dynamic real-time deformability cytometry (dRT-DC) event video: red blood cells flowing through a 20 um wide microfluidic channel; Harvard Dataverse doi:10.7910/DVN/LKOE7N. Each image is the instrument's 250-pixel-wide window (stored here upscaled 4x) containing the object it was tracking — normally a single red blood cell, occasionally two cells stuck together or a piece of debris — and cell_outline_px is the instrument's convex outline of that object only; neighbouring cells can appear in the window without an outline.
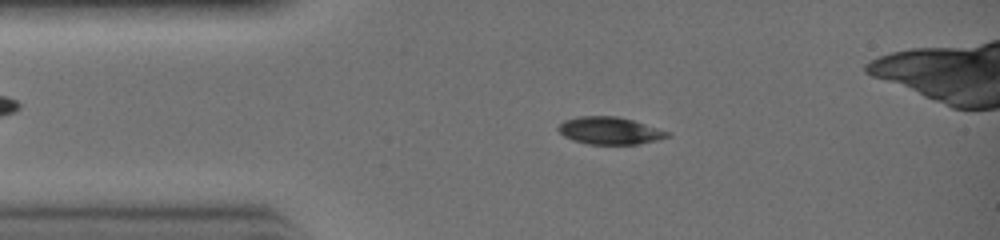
{"species": "common noctule bat (a hibernating species)", "species_latin": "Nyctalus noctula", "temperature_condition": "warm", "stored_images_in_passage": 31, "camera_frame_rate_fps": 3000, "um_per_image_px": 0.085, "animal": {"sex": "female", "body_mass_g": 19.0, "forearm_length_mm": 51.5}, "frame": {"image": 1, "passage_image": 5, "time_ms": 1.333, "image_size_px": [1000, 240], "cell_outline_px": [[672, 136], [640, 144], [588, 144], [572, 140], [564, 136], [556, 128], [564, 120], [580, 116], [616, 116], [632, 120], [668, 132]], "centroid_in_image_um": [51.79, 11.11], "position_along_channel_um": 33.2, "area_um2": 17.22}}
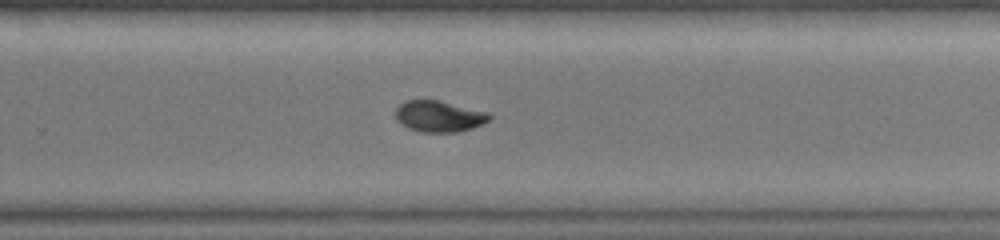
{"frame": {"image": 2, "passage_image": 19, "time_ms": 6.0, "image_size_px": [1000, 240], "cell_outline_px": [[492, 120], [484, 124], [472, 128], [456, 132], [424, 132], [408, 128], [400, 124], [396, 120], [396, 108], [404, 100], [440, 100], [488, 112], [492, 116]], "centroid_in_image_um": [37.34, 9.88], "position_along_channel_um": 292.5, "area_um2": 17.28}}
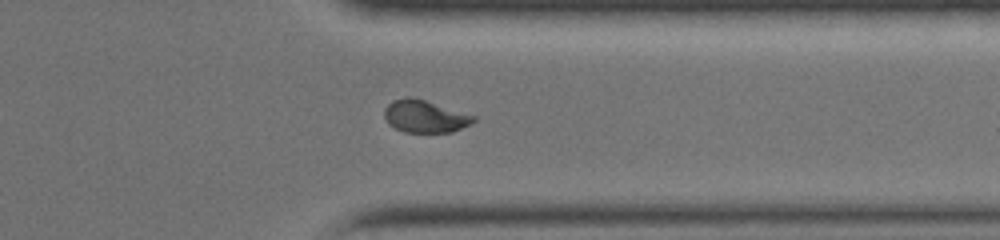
{"frame": {"image": 3, "passage_image": 23, "time_ms": 7.333, "image_size_px": [1000, 240], "cell_outline_px": [[476, 120], [452, 132], [404, 132], [388, 124], [384, 116], [384, 108], [392, 100], [404, 96], [412, 96], [476, 116]], "centroid_in_image_um": [36.07, 9.87], "position_along_channel_um": 375.3, "area_um2": 16.82}}